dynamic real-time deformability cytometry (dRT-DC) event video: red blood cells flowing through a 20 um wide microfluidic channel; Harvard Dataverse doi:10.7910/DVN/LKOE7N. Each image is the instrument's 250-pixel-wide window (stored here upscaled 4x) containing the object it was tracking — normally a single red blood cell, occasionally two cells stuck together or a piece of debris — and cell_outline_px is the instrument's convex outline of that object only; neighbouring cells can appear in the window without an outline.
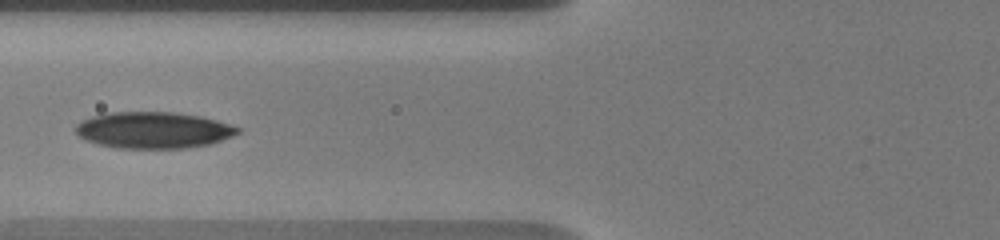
{"species": "human", "species_latin": "Homo sapiens", "temperature_condition": "warm", "stored_images_in_passage": 46, "camera_frame_rate_fps": 3000, "um_per_image_px": 0.085, "donor": {"sex": "male"}, "frame": {"image": 1, "passage_image": 6, "time_ms": 2.667, "image_size_px": [1000, 240], "cell_outline_px": [[240, 132], [232, 136], [208, 144], [184, 148], [116, 148], [84, 140], [76, 132], [76, 124], [92, 116], [108, 112], [172, 112], [200, 116], [216, 120], [240, 128]], "centroid_in_image_um": [13.01, 11.06], "position_along_channel_um": 112.8, "area_um2": 34.16}}
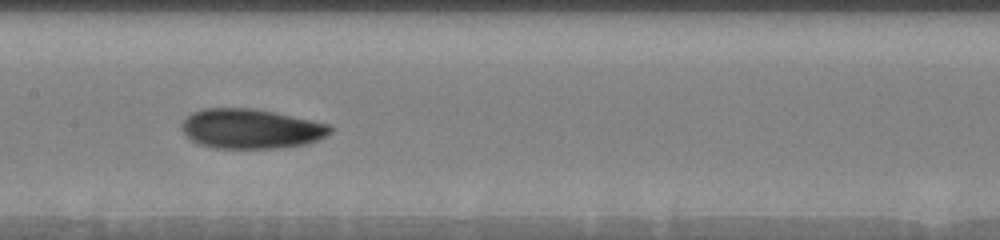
{"frame": {"image": 2, "passage_image": 12, "time_ms": 4.667, "image_size_px": [1000, 240], "cell_outline_px": [[336, 128], [332, 132], [308, 144], [276, 148], [216, 148], [200, 144], [192, 140], [180, 128], [180, 124], [192, 112], [204, 108], [252, 108], [332, 124]], "centroid_in_image_um": [21.36, 10.94], "position_along_channel_um": 186.0, "area_um2": 34.39}}
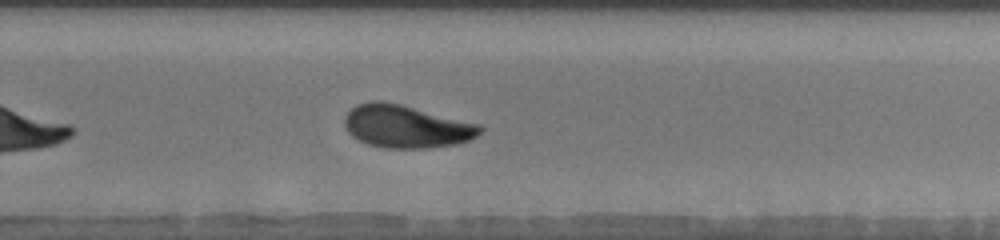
{"frame": {"image": 3, "passage_image": 22, "time_ms": 7.667, "image_size_px": [1000, 240], "cell_outline_px": [[484, 128], [476, 136], [468, 140], [456, 144], [428, 148], [384, 148], [368, 144], [352, 136], [348, 132], [344, 124], [344, 116], [356, 104], [372, 100], [380, 100], [400, 104], [480, 124]], "centroid_in_image_um": [34.51, 10.74], "position_along_channel_um": 295.3, "area_um2": 33.76}, "authors_computed_cell_mechanics": {"area_um2": 33.524, "velocity_mm_per_s": 3.6618, "shape_relaxation_time_tau1_ms": 4.489, "shape_relaxation_time_tau2_ms": 3.8333, "deformation_change_tau1": 0.1336, "deformation_change_tau2": 0.0961}}